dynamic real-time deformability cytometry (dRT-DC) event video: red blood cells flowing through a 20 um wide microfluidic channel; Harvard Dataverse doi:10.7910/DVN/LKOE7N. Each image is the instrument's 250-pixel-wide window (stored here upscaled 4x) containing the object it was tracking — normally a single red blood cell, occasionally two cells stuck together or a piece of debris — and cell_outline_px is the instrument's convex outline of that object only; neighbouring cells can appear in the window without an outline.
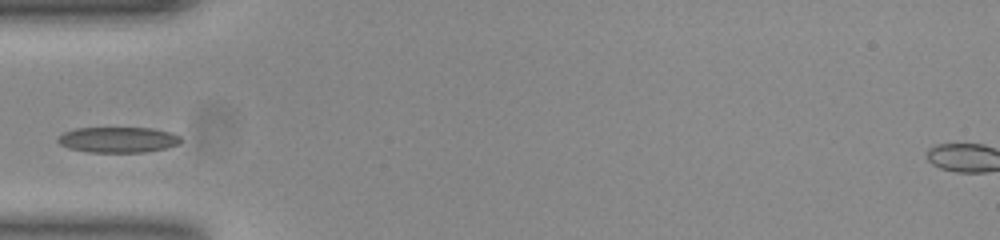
{"species": "common noctule bat (a hibernating species)", "species_latin": "Nyctalus noctula", "temperature_condition": "room temperature", "stored_images_in_passage": 37, "camera_frame_rate_fps": 3000, "um_per_image_px": 0.085, "animal": {"sex": "female", "body_mass_g": 23.0, "forearm_length_mm": 53.4}, "frame": {"image": 1, "passage_image": 1, "time_ms": 0.0, "image_size_px": [1000, 240], "cell_outline_px": [[180, 144], [164, 148], [144, 152], [88, 152], [68, 148], [60, 144], [56, 140], [64, 132], [76, 128], [152, 128], [168, 132], [180, 136]], "centroid_in_image_um": [10.01, 11.88], "position_along_channel_um": 75.0, "area_um2": 18.21}}
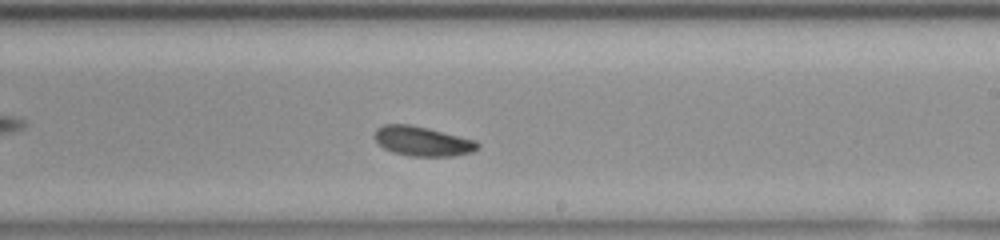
{"frame": {"image": 2, "passage_image": 15, "time_ms": 4.667, "image_size_px": [1000, 240], "cell_outline_px": [[480, 144], [472, 152], [452, 156], [412, 156], [392, 152], [384, 148], [372, 136], [376, 128], [384, 124], [408, 124], [428, 128], [476, 140]], "centroid_in_image_um": [35.88, 11.99], "position_along_channel_um": 253.1, "area_um2": 17.74}}
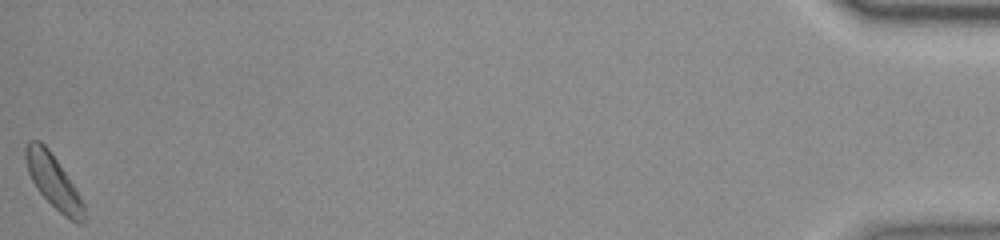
{"frame": {"image": 3, "passage_image": 37, "time_ms": 12.0, "image_size_px": [1000, 240], "cell_outline_px": [[84, 220], [80, 224], [76, 224], [64, 216], [40, 192], [32, 180], [28, 172], [24, 156], [24, 148], [28, 140], [40, 140], [48, 148], [80, 196], [84, 204]], "centroid_in_image_um": [4.51, 15.4], "position_along_channel_um": 430.7, "area_um2": 17.74}}